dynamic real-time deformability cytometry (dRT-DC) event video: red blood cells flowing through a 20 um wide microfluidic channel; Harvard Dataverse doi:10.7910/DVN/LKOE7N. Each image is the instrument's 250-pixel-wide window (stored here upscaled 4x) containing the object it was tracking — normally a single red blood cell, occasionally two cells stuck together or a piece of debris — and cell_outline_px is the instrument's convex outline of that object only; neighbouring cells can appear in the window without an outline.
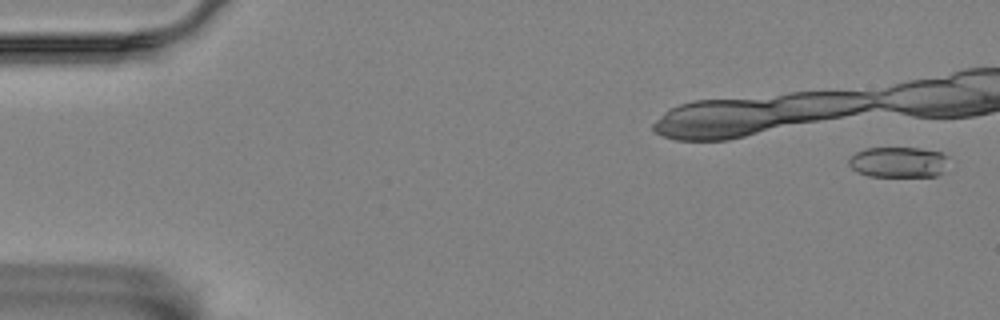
{"species": "Egyptian fruit bat (a non-hibernating species)", "species_latin": "Rousettus aegyptiacus", "temperature_condition": "room temperature", "stored_images_in_passage": 5, "camera_frame_rate_fps": 3000, "um_per_image_px": 0.085, "animal": {"sex": "female"}, "frame": {"image": 1, "passage_image": 1, "time_ms": 0.0, "image_size_px": [1000, 320], "cell_outline_px": [[956, 160], [944, 172], [936, 176], [868, 176], [856, 172], [848, 164], [848, 160], [856, 152], [864, 148], [920, 148], [940, 152]], "centroid_in_image_um": [76.48, 13.78], "position_along_channel_um": 8.5, "area_um2": 18.44}}